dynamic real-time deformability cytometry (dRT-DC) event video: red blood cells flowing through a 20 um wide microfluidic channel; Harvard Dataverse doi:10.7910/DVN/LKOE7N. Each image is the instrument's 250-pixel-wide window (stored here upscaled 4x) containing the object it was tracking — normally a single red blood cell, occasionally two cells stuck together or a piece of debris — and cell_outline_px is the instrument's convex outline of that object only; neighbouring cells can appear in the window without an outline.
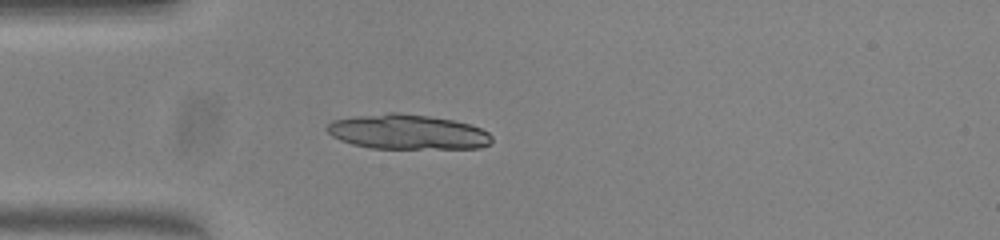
{"species": "common noctule bat (a hibernating species)", "species_latin": "Nyctalus noctula", "temperature_condition": "warm", "stored_images_in_passage": 39, "camera_frame_rate_fps": 3000, "um_per_image_px": 0.085, "animal": {"sex": "female", "body_mass_g": 23.0, "forearm_length_mm": 53.4}, "frame": {"image": 1, "passage_image": 1, "time_ms": 0.0, "image_size_px": [1000, 240], "cell_outline_px": [[492, 140], [488, 144], [480, 148], [372, 148], [352, 144], [340, 140], [332, 136], [324, 128], [332, 120], [352, 116], [388, 112], [400, 112], [428, 116], [452, 120], [468, 124], [480, 128], [488, 132], [492, 136]], "centroid_in_image_um": [34.59, 11.2], "position_along_channel_um": 50.4, "area_um2": 33.52}}